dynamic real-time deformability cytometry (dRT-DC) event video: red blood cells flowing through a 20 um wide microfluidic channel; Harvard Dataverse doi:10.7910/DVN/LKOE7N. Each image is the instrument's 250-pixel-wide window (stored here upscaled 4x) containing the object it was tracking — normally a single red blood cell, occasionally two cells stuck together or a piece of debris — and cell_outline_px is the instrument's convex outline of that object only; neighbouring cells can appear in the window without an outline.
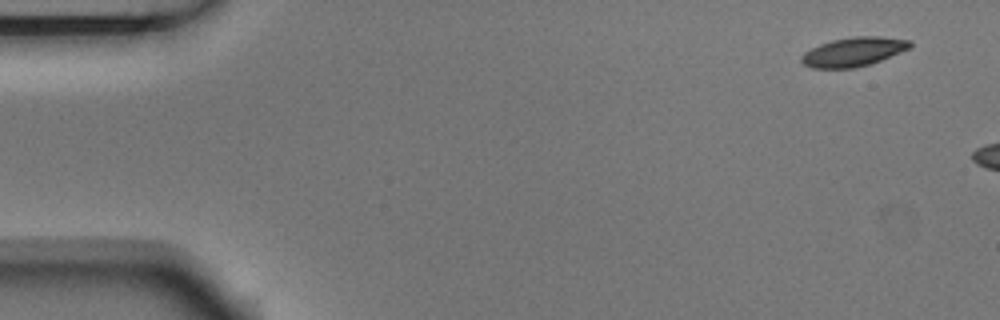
{"species": "Egyptian fruit bat (a non-hibernating species)", "species_latin": "Rousettus aegyptiacus", "temperature_condition": "room temperature", "stored_images_in_passage": 3, "camera_frame_rate_fps": 3000, "um_per_image_px": 0.085, "animal": {"sex": "male"}, "frame": {"image": 1, "passage_image": 1, "time_ms": 0.0, "image_size_px": [1000, 320], "cell_outline_px": [[912, 44], [908, 48], [900, 52], [880, 60], [868, 64], [852, 68], [812, 68], [804, 64], [800, 60], [800, 56], [804, 52], [820, 44], [832, 40], [856, 36], [880, 36], [912, 40]], "centroid_in_image_um": [72.52, 4.39], "position_along_channel_um": 12.5, "area_um2": 18.21}}